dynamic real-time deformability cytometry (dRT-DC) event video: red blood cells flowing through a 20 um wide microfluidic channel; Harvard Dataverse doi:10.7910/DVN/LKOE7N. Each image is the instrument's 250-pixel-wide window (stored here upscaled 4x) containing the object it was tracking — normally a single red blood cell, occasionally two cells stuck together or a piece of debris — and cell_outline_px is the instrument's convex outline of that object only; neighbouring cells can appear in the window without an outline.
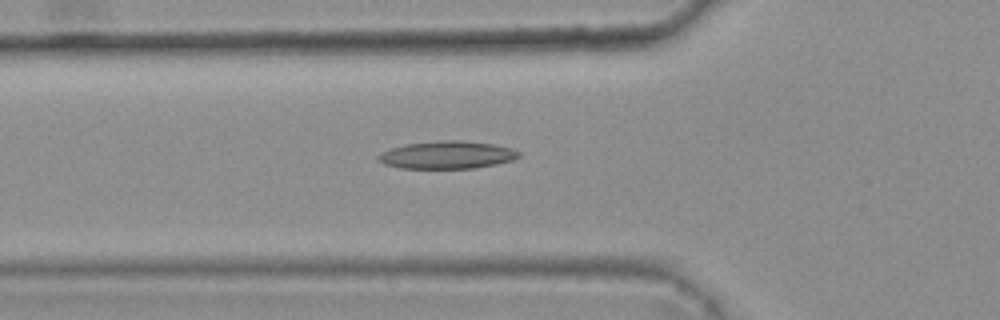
{"species": "common noctule bat (a hibernating species)", "species_latin": "Nyctalus noctula", "temperature_condition": "warm", "stored_images_in_passage": 34, "camera_frame_rate_fps": 3000, "um_per_image_px": 0.085, "animal": {"sex": "female", "body_mass_g": 25.1}, "frame": {"image": 1, "passage_image": 6, "time_ms": 1.667, "image_size_px": [1000, 320], "cell_outline_px": [[520, 156], [512, 160], [496, 164], [472, 168], [400, 168], [384, 164], [376, 160], [376, 156], [392, 148], [404, 144], [440, 140], [464, 140], [492, 144], [512, 148], [520, 152]], "centroid_in_image_um": [37.99, 13.16], "position_along_channel_um": 87.8, "area_um2": 22.66}}
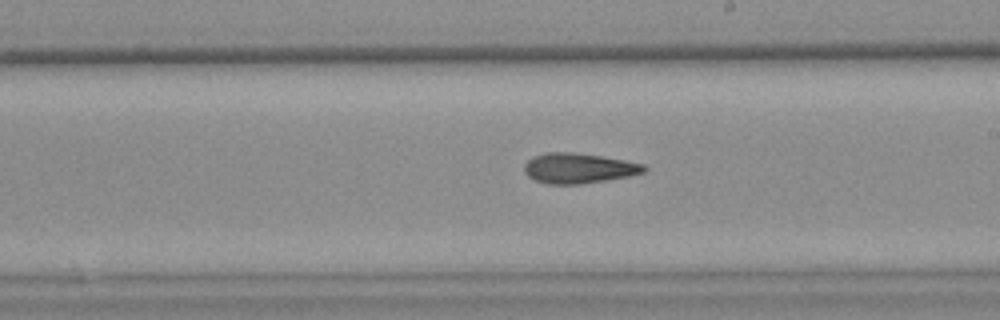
{"frame": {"image": 2, "passage_image": 18, "time_ms": 5.667, "image_size_px": [1000, 320], "cell_outline_px": [[648, 168], [644, 172], [628, 176], [580, 184], [548, 184], [536, 180], [528, 176], [524, 172], [524, 164], [532, 156], [544, 152], [572, 152], [600, 156], [624, 160], [644, 164]], "centroid_in_image_um": [49.15, 14.29], "position_along_channel_um": 239.9, "area_um2": 20.98}}
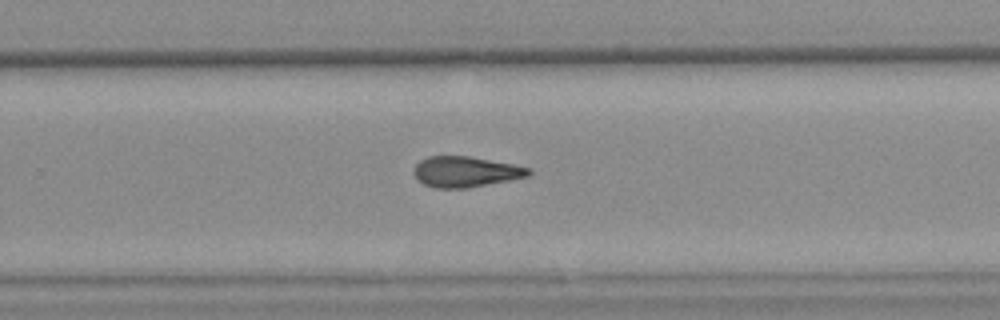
{"frame": {"image": 3, "passage_image": 22, "time_ms": 7.0, "image_size_px": [1000, 320], "cell_outline_px": [[532, 172], [528, 176], [468, 188], [436, 188], [424, 184], [412, 172], [416, 164], [420, 160], [428, 156], [468, 156], [512, 164], [532, 168]], "centroid_in_image_um": [39.57, 14.59], "position_along_channel_um": 290.2, "area_um2": 20.35}, "authors_computed_cell_mechanics": {"area_um2": 20.8947, "velocity_mm_per_s": 3.796, "shape_relaxation_time_tau1_ms": null, "shape_relaxation_time_tau2_ms": 7.2467, "deformation_change_tau1": null, "deformation_change_tau2": 0.1899}}